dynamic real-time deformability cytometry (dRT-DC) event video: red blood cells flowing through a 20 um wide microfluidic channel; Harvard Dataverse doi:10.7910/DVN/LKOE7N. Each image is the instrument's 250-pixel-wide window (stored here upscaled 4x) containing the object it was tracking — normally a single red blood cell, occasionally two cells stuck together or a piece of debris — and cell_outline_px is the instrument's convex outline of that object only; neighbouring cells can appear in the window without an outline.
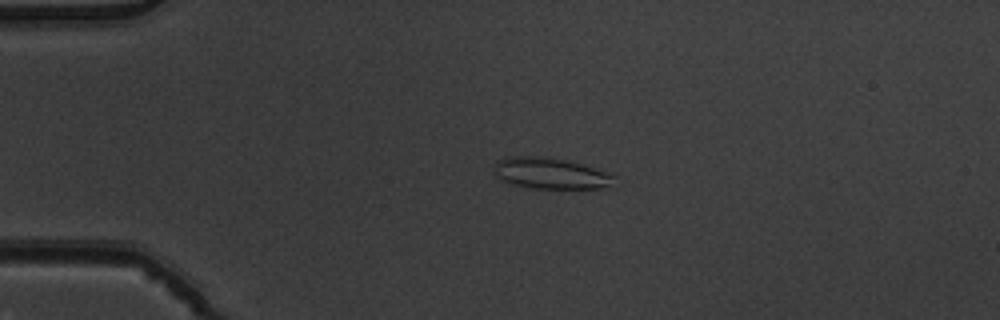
{"species": "common noctule bat (a hibernating species)", "species_latin": "Nyctalus noctula", "temperature_condition": "warm", "stored_images_in_passage": 5, "camera_frame_rate_fps": 3000, "um_per_image_px": 0.085, "animal": {"sex": "male", "body_mass_g": 19.5, "forearm_length_mm": 54.6}, "frame": {"image": 1, "passage_image": 4, "time_ms": 1.0, "image_size_px": [1000, 320], "cell_outline_px": [[616, 188], [532, 188], [512, 184], [496, 176], [492, 172], [496, 160], [508, 156], [548, 156], [568, 160], [584, 164], [608, 172], [616, 176]], "centroid_in_image_um": [46.86, 14.72], "position_along_channel_um": 38.1, "area_um2": 22.48}}